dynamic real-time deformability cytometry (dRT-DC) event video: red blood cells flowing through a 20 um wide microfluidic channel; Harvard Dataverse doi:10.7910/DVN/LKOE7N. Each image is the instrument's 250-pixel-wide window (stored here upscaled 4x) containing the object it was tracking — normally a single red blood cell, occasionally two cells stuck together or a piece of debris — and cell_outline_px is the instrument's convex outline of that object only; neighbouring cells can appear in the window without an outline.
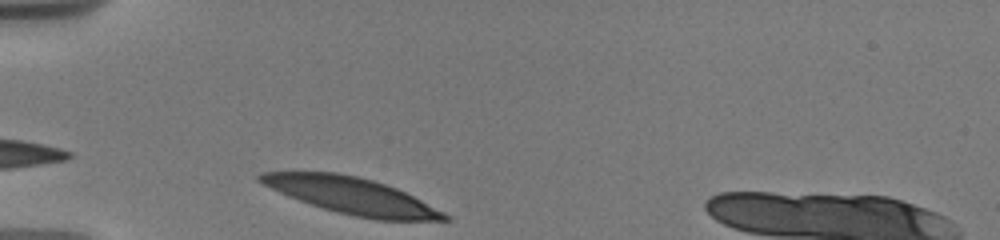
{"species": "human", "species_latin": "Homo sapiens", "temperature_condition": "warm", "stored_images_in_passage": 37, "camera_frame_rate_fps": 3000, "um_per_image_px": 0.085, "donor": {"sex": "male"}, "frame": {"image": 1, "passage_image": 1, "time_ms": 0.0, "image_size_px": [1000, 240], "cell_outline_px": [[452, 220], [376, 220], [356, 216], [324, 208], [288, 196], [256, 180], [256, 176], [260, 172], [336, 172], [356, 176], [372, 180], [396, 188], [452, 216]], "centroid_in_image_um": [29.89, 16.63], "position_along_channel_um": 55.1, "area_um2": 38.49}}
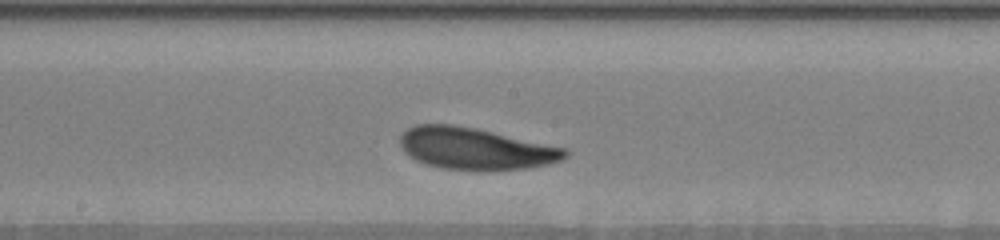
{"frame": {"image": 2, "passage_image": 18, "time_ms": 4.667, "image_size_px": [1000, 240], "cell_outline_px": [[568, 156], [564, 160], [548, 164], [528, 168], [444, 168], [428, 164], [416, 160], [404, 152], [400, 148], [400, 136], [408, 128], [416, 124], [452, 124], [476, 128], [568, 148]], "centroid_in_image_um": [40.43, 12.59], "position_along_channel_um": 207.8, "area_um2": 39.59}}
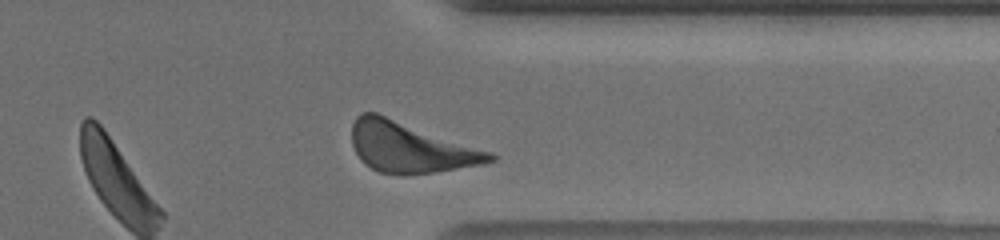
{"frame": {"image": 3, "passage_image": 35, "time_ms": 9.333, "image_size_px": [1000, 240], "cell_outline_px": [[496, 160], [484, 164], [432, 172], [404, 176], [380, 172], [364, 164], [360, 160], [352, 144], [352, 124], [356, 116], [360, 112], [376, 112], [492, 152], [496, 156]], "centroid_in_image_um": [34.85, 12.52], "position_along_channel_um": 376.6, "area_um2": 40.63}, "authors_computed_cell_mechanics": {"area_um2": 39.2462, "velocity_mm_per_s": 3.6212, "shape_relaxation_time_tau1_ms": 2.7194, "shape_relaxation_time_tau2_ms": 5.3701, "deformation_change_tau1": 0.1322, "deformation_change_tau2": 0.1473}}